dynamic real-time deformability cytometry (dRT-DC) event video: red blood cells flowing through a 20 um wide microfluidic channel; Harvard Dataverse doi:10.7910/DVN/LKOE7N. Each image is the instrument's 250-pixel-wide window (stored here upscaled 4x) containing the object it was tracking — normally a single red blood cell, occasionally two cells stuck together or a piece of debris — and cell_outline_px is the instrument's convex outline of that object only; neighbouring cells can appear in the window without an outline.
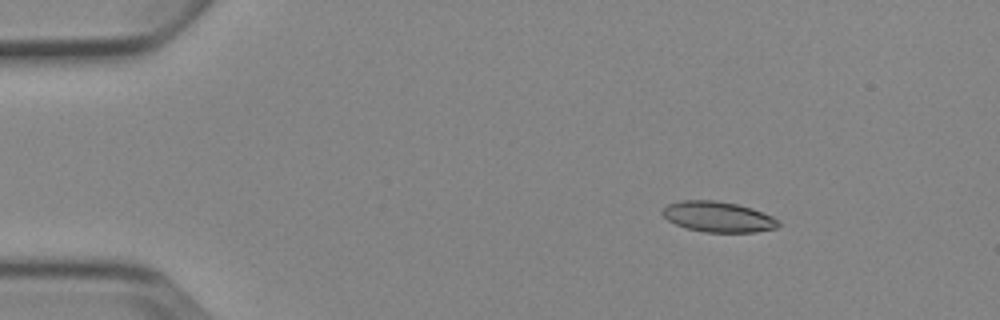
{"species": "Egyptian fruit bat (a non-hibernating species)", "species_latin": "Rousettus aegyptiacus", "temperature_condition": "cold", "stored_images_in_passage": 4, "camera_frame_rate_fps": 3000, "um_per_image_px": 0.085, "animal": {"sex": "female"}, "frame": {"image": 1, "passage_image": 1, "time_ms": 0.0, "image_size_px": [1000, 320], "cell_outline_px": [[780, 224], [776, 228], [756, 232], [704, 232], [688, 228], [676, 224], [668, 220], [660, 212], [668, 204], [680, 200], [716, 200], [736, 204], [752, 208], [772, 216], [780, 220]], "centroid_in_image_um": [61.05, 18.42], "position_along_channel_um": 24.0, "area_um2": 20.63}}
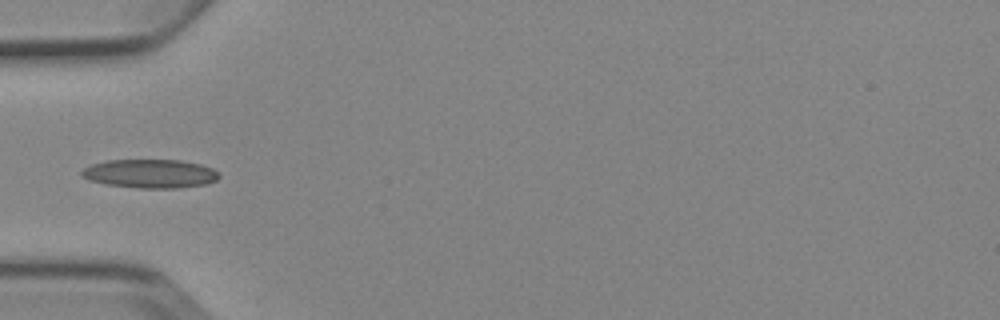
{"frame": {"image": 2, "passage_image": 4, "time_ms": 3.333, "image_size_px": [1000, 320], "cell_outline_px": [[220, 176], [216, 180], [204, 184], [176, 188], [136, 188], [104, 184], [88, 180], [80, 176], [80, 172], [84, 168], [92, 164], [104, 160], [180, 160], [200, 164], [212, 168], [220, 172]], "centroid_in_image_um": [12.73, 14.76], "position_along_channel_um": 72.3, "area_um2": 23.18}}